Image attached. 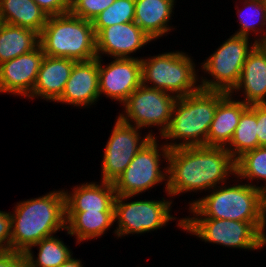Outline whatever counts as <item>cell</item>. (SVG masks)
Here are the masks:
<instances>
[{
  "instance_id": "obj_1",
  "label": "cell",
  "mask_w": 266,
  "mask_h": 267,
  "mask_svg": "<svg viewBox=\"0 0 266 267\" xmlns=\"http://www.w3.org/2000/svg\"><path fill=\"white\" fill-rule=\"evenodd\" d=\"M168 196L188 191L210 190L236 174L235 160L225 147L188 146L169 150Z\"/></svg>"
},
{
  "instance_id": "obj_2",
  "label": "cell",
  "mask_w": 266,
  "mask_h": 267,
  "mask_svg": "<svg viewBox=\"0 0 266 267\" xmlns=\"http://www.w3.org/2000/svg\"><path fill=\"white\" fill-rule=\"evenodd\" d=\"M64 190L17 203L11 215V250L25 253L42 239L66 229Z\"/></svg>"
},
{
  "instance_id": "obj_3",
  "label": "cell",
  "mask_w": 266,
  "mask_h": 267,
  "mask_svg": "<svg viewBox=\"0 0 266 267\" xmlns=\"http://www.w3.org/2000/svg\"><path fill=\"white\" fill-rule=\"evenodd\" d=\"M225 91L203 90L178 97L175 101L168 128L162 139L182 140L166 143L169 149L188 146H207V136L219 101Z\"/></svg>"
},
{
  "instance_id": "obj_4",
  "label": "cell",
  "mask_w": 266,
  "mask_h": 267,
  "mask_svg": "<svg viewBox=\"0 0 266 267\" xmlns=\"http://www.w3.org/2000/svg\"><path fill=\"white\" fill-rule=\"evenodd\" d=\"M244 184L213 188L210 195L189 203V210L194 216L204 218L252 222L260 230L263 191L261 186Z\"/></svg>"
},
{
  "instance_id": "obj_5",
  "label": "cell",
  "mask_w": 266,
  "mask_h": 267,
  "mask_svg": "<svg viewBox=\"0 0 266 267\" xmlns=\"http://www.w3.org/2000/svg\"><path fill=\"white\" fill-rule=\"evenodd\" d=\"M39 45L46 56L89 61L97 58L96 34L92 21L72 15L48 16L39 34Z\"/></svg>"
},
{
  "instance_id": "obj_6",
  "label": "cell",
  "mask_w": 266,
  "mask_h": 267,
  "mask_svg": "<svg viewBox=\"0 0 266 267\" xmlns=\"http://www.w3.org/2000/svg\"><path fill=\"white\" fill-rule=\"evenodd\" d=\"M194 62L184 52H168L141 59L142 84L178 97L193 94L201 89ZM153 84V85H152Z\"/></svg>"
},
{
  "instance_id": "obj_7",
  "label": "cell",
  "mask_w": 266,
  "mask_h": 267,
  "mask_svg": "<svg viewBox=\"0 0 266 267\" xmlns=\"http://www.w3.org/2000/svg\"><path fill=\"white\" fill-rule=\"evenodd\" d=\"M178 226L202 241L225 247L257 250L265 246L260 230L252 222L193 216L180 219Z\"/></svg>"
},
{
  "instance_id": "obj_8",
  "label": "cell",
  "mask_w": 266,
  "mask_h": 267,
  "mask_svg": "<svg viewBox=\"0 0 266 267\" xmlns=\"http://www.w3.org/2000/svg\"><path fill=\"white\" fill-rule=\"evenodd\" d=\"M248 37L232 35L202 64V70L214 79H203L200 84L203 90L225 91L230 93L238 84L242 67L249 52L257 44L249 47Z\"/></svg>"
},
{
  "instance_id": "obj_9",
  "label": "cell",
  "mask_w": 266,
  "mask_h": 267,
  "mask_svg": "<svg viewBox=\"0 0 266 267\" xmlns=\"http://www.w3.org/2000/svg\"><path fill=\"white\" fill-rule=\"evenodd\" d=\"M157 138L152 137L134 156L129 166L113 183L116 195H138L146 190L168 180V167L160 170L161 155L168 163L169 148L166 145L158 147ZM160 148V149H158ZM159 150L162 152H159Z\"/></svg>"
},
{
  "instance_id": "obj_10",
  "label": "cell",
  "mask_w": 266,
  "mask_h": 267,
  "mask_svg": "<svg viewBox=\"0 0 266 267\" xmlns=\"http://www.w3.org/2000/svg\"><path fill=\"white\" fill-rule=\"evenodd\" d=\"M134 195H116L114 201V219L118 227L114 231L117 237L127 234H139L154 231L168 224L169 220L176 218L171 216L172 201L137 200L124 202Z\"/></svg>"
},
{
  "instance_id": "obj_11",
  "label": "cell",
  "mask_w": 266,
  "mask_h": 267,
  "mask_svg": "<svg viewBox=\"0 0 266 267\" xmlns=\"http://www.w3.org/2000/svg\"><path fill=\"white\" fill-rule=\"evenodd\" d=\"M176 100L171 93L141 84L123 103L125 114L121 113L118 119L139 129L160 126V134H163L169 126Z\"/></svg>"
},
{
  "instance_id": "obj_12",
  "label": "cell",
  "mask_w": 266,
  "mask_h": 267,
  "mask_svg": "<svg viewBox=\"0 0 266 267\" xmlns=\"http://www.w3.org/2000/svg\"><path fill=\"white\" fill-rule=\"evenodd\" d=\"M138 129L136 126L128 125L117 118L104 150L101 182L114 183L129 166L134 156L154 137L149 132L141 139Z\"/></svg>"
},
{
  "instance_id": "obj_13",
  "label": "cell",
  "mask_w": 266,
  "mask_h": 267,
  "mask_svg": "<svg viewBox=\"0 0 266 267\" xmlns=\"http://www.w3.org/2000/svg\"><path fill=\"white\" fill-rule=\"evenodd\" d=\"M99 57V95L122 104L142 84L141 58H114L105 67Z\"/></svg>"
},
{
  "instance_id": "obj_14",
  "label": "cell",
  "mask_w": 266,
  "mask_h": 267,
  "mask_svg": "<svg viewBox=\"0 0 266 267\" xmlns=\"http://www.w3.org/2000/svg\"><path fill=\"white\" fill-rule=\"evenodd\" d=\"M45 54L41 46L0 64V93L28 97L37 79Z\"/></svg>"
},
{
  "instance_id": "obj_15",
  "label": "cell",
  "mask_w": 266,
  "mask_h": 267,
  "mask_svg": "<svg viewBox=\"0 0 266 267\" xmlns=\"http://www.w3.org/2000/svg\"><path fill=\"white\" fill-rule=\"evenodd\" d=\"M151 41L152 39L134 21L115 24L103 28L96 35L97 57L107 54L113 56V59L134 58L130 54Z\"/></svg>"
},
{
  "instance_id": "obj_16",
  "label": "cell",
  "mask_w": 266,
  "mask_h": 267,
  "mask_svg": "<svg viewBox=\"0 0 266 267\" xmlns=\"http://www.w3.org/2000/svg\"><path fill=\"white\" fill-rule=\"evenodd\" d=\"M99 95V57L89 61H77L61 97L56 101L85 107L95 104Z\"/></svg>"
},
{
  "instance_id": "obj_17",
  "label": "cell",
  "mask_w": 266,
  "mask_h": 267,
  "mask_svg": "<svg viewBox=\"0 0 266 267\" xmlns=\"http://www.w3.org/2000/svg\"><path fill=\"white\" fill-rule=\"evenodd\" d=\"M243 90L247 105L266 104V45L257 43L249 52L242 67L238 84L230 92Z\"/></svg>"
},
{
  "instance_id": "obj_18",
  "label": "cell",
  "mask_w": 266,
  "mask_h": 267,
  "mask_svg": "<svg viewBox=\"0 0 266 267\" xmlns=\"http://www.w3.org/2000/svg\"><path fill=\"white\" fill-rule=\"evenodd\" d=\"M77 61L69 58L44 56L34 88L29 98L41 97L47 101H57L64 92L66 82Z\"/></svg>"
},
{
  "instance_id": "obj_19",
  "label": "cell",
  "mask_w": 266,
  "mask_h": 267,
  "mask_svg": "<svg viewBox=\"0 0 266 267\" xmlns=\"http://www.w3.org/2000/svg\"><path fill=\"white\" fill-rule=\"evenodd\" d=\"M63 192L66 212H114L116 192L113 183L102 181L99 185L90 182L77 185L73 188V193Z\"/></svg>"
},
{
  "instance_id": "obj_20",
  "label": "cell",
  "mask_w": 266,
  "mask_h": 267,
  "mask_svg": "<svg viewBox=\"0 0 266 267\" xmlns=\"http://www.w3.org/2000/svg\"><path fill=\"white\" fill-rule=\"evenodd\" d=\"M249 107L243 101H235L227 93L218 103L210 125L207 146L226 147L235 132L240 116Z\"/></svg>"
},
{
  "instance_id": "obj_21",
  "label": "cell",
  "mask_w": 266,
  "mask_h": 267,
  "mask_svg": "<svg viewBox=\"0 0 266 267\" xmlns=\"http://www.w3.org/2000/svg\"><path fill=\"white\" fill-rule=\"evenodd\" d=\"M175 0H135L134 22L155 40L171 30L168 22Z\"/></svg>"
},
{
  "instance_id": "obj_22",
  "label": "cell",
  "mask_w": 266,
  "mask_h": 267,
  "mask_svg": "<svg viewBox=\"0 0 266 267\" xmlns=\"http://www.w3.org/2000/svg\"><path fill=\"white\" fill-rule=\"evenodd\" d=\"M47 14L34 0H0V22L41 33Z\"/></svg>"
},
{
  "instance_id": "obj_23",
  "label": "cell",
  "mask_w": 266,
  "mask_h": 267,
  "mask_svg": "<svg viewBox=\"0 0 266 267\" xmlns=\"http://www.w3.org/2000/svg\"><path fill=\"white\" fill-rule=\"evenodd\" d=\"M114 222V212H66L67 234L75 235L78 243L100 237Z\"/></svg>"
},
{
  "instance_id": "obj_24",
  "label": "cell",
  "mask_w": 266,
  "mask_h": 267,
  "mask_svg": "<svg viewBox=\"0 0 266 267\" xmlns=\"http://www.w3.org/2000/svg\"><path fill=\"white\" fill-rule=\"evenodd\" d=\"M39 46V33L0 22V64L31 52Z\"/></svg>"
},
{
  "instance_id": "obj_25",
  "label": "cell",
  "mask_w": 266,
  "mask_h": 267,
  "mask_svg": "<svg viewBox=\"0 0 266 267\" xmlns=\"http://www.w3.org/2000/svg\"><path fill=\"white\" fill-rule=\"evenodd\" d=\"M257 147V104H252L240 116L234 135L225 149L236 161L244 153Z\"/></svg>"
},
{
  "instance_id": "obj_26",
  "label": "cell",
  "mask_w": 266,
  "mask_h": 267,
  "mask_svg": "<svg viewBox=\"0 0 266 267\" xmlns=\"http://www.w3.org/2000/svg\"><path fill=\"white\" fill-rule=\"evenodd\" d=\"M35 246L39 248L37 260L32 254ZM71 253L63 241L52 235L30 247L24 253V259L27 267H59L72 256Z\"/></svg>"
},
{
  "instance_id": "obj_27",
  "label": "cell",
  "mask_w": 266,
  "mask_h": 267,
  "mask_svg": "<svg viewBox=\"0 0 266 267\" xmlns=\"http://www.w3.org/2000/svg\"><path fill=\"white\" fill-rule=\"evenodd\" d=\"M235 167L237 178L266 181V146L244 153L235 161ZM265 189L266 186L261 187L262 191Z\"/></svg>"
},
{
  "instance_id": "obj_28",
  "label": "cell",
  "mask_w": 266,
  "mask_h": 267,
  "mask_svg": "<svg viewBox=\"0 0 266 267\" xmlns=\"http://www.w3.org/2000/svg\"><path fill=\"white\" fill-rule=\"evenodd\" d=\"M135 0H115L92 21L94 32L97 35L103 28L134 21Z\"/></svg>"
},
{
  "instance_id": "obj_29",
  "label": "cell",
  "mask_w": 266,
  "mask_h": 267,
  "mask_svg": "<svg viewBox=\"0 0 266 267\" xmlns=\"http://www.w3.org/2000/svg\"><path fill=\"white\" fill-rule=\"evenodd\" d=\"M244 5H246L245 7L248 14L244 11H240L239 9L237 10L241 28L234 35L245 36L249 38V33L251 32V30L253 32L256 31L257 33L255 32V34L258 35L260 31L262 32L261 27H263V25H266V6L263 4L262 0H245ZM243 12L246 14L244 15ZM257 23L258 25H260L258 26L260 28L255 27Z\"/></svg>"
},
{
  "instance_id": "obj_30",
  "label": "cell",
  "mask_w": 266,
  "mask_h": 267,
  "mask_svg": "<svg viewBox=\"0 0 266 267\" xmlns=\"http://www.w3.org/2000/svg\"><path fill=\"white\" fill-rule=\"evenodd\" d=\"M115 0H70V13L85 20L93 19Z\"/></svg>"
},
{
  "instance_id": "obj_31",
  "label": "cell",
  "mask_w": 266,
  "mask_h": 267,
  "mask_svg": "<svg viewBox=\"0 0 266 267\" xmlns=\"http://www.w3.org/2000/svg\"><path fill=\"white\" fill-rule=\"evenodd\" d=\"M37 5L47 14L55 16L69 13L70 0H34Z\"/></svg>"
},
{
  "instance_id": "obj_32",
  "label": "cell",
  "mask_w": 266,
  "mask_h": 267,
  "mask_svg": "<svg viewBox=\"0 0 266 267\" xmlns=\"http://www.w3.org/2000/svg\"><path fill=\"white\" fill-rule=\"evenodd\" d=\"M11 250V215L0 211V252Z\"/></svg>"
},
{
  "instance_id": "obj_33",
  "label": "cell",
  "mask_w": 266,
  "mask_h": 267,
  "mask_svg": "<svg viewBox=\"0 0 266 267\" xmlns=\"http://www.w3.org/2000/svg\"><path fill=\"white\" fill-rule=\"evenodd\" d=\"M0 267H27L24 254L13 250L0 252Z\"/></svg>"
},
{
  "instance_id": "obj_34",
  "label": "cell",
  "mask_w": 266,
  "mask_h": 267,
  "mask_svg": "<svg viewBox=\"0 0 266 267\" xmlns=\"http://www.w3.org/2000/svg\"><path fill=\"white\" fill-rule=\"evenodd\" d=\"M258 147L266 146V104H257Z\"/></svg>"
},
{
  "instance_id": "obj_35",
  "label": "cell",
  "mask_w": 266,
  "mask_h": 267,
  "mask_svg": "<svg viewBox=\"0 0 266 267\" xmlns=\"http://www.w3.org/2000/svg\"><path fill=\"white\" fill-rule=\"evenodd\" d=\"M262 213H263V219H262V225L260 229V235L262 238V241L264 245H266V235H265V226H266V189L263 190V206H262Z\"/></svg>"
},
{
  "instance_id": "obj_36",
  "label": "cell",
  "mask_w": 266,
  "mask_h": 267,
  "mask_svg": "<svg viewBox=\"0 0 266 267\" xmlns=\"http://www.w3.org/2000/svg\"><path fill=\"white\" fill-rule=\"evenodd\" d=\"M82 262L78 259L72 258V256L59 267H83Z\"/></svg>"
},
{
  "instance_id": "obj_37",
  "label": "cell",
  "mask_w": 266,
  "mask_h": 267,
  "mask_svg": "<svg viewBox=\"0 0 266 267\" xmlns=\"http://www.w3.org/2000/svg\"><path fill=\"white\" fill-rule=\"evenodd\" d=\"M261 38V39H260ZM257 43H264L266 45V32L262 37H259V39L255 40Z\"/></svg>"
},
{
  "instance_id": "obj_38",
  "label": "cell",
  "mask_w": 266,
  "mask_h": 267,
  "mask_svg": "<svg viewBox=\"0 0 266 267\" xmlns=\"http://www.w3.org/2000/svg\"><path fill=\"white\" fill-rule=\"evenodd\" d=\"M263 4L266 6V0H262Z\"/></svg>"
}]
</instances>
